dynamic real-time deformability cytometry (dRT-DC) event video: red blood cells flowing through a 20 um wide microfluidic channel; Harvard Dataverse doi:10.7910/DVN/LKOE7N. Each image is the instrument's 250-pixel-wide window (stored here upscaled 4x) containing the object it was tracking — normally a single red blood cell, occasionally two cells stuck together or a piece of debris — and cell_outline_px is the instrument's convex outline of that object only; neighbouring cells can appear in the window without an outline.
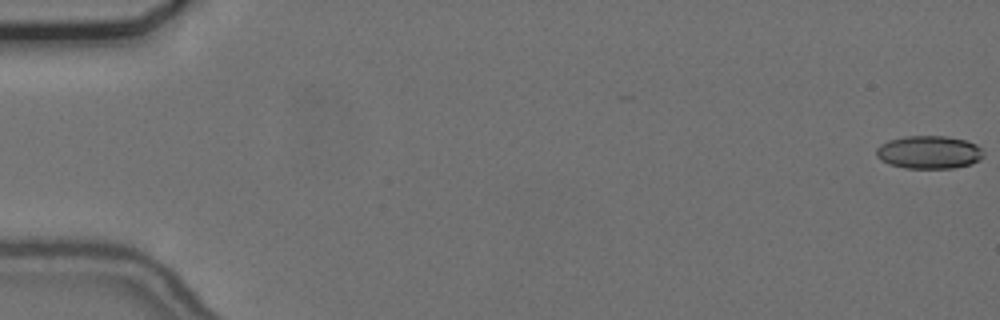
{"species": "common noctule bat (a hibernating species)", "species_latin": "Nyctalus noctula", "temperature_condition": "cold", "stored_images_in_passage": 57, "camera_frame_rate_fps": 3000, "um_per_image_px": 0.085, "animal": {"sex": "female", "body_mass_g": 24.6, "forearm_length_mm": 56.2}, "frame": {"image": 1, "passage_image": 1, "time_ms": 0.0, "image_size_px": [1000, 320], "cell_outline_px": [[984, 156], [980, 160], [972, 164], [952, 168], [904, 168], [888, 164], [880, 160], [876, 156], [876, 148], [880, 144], [888, 140], [904, 136], [948, 136], [964, 140], [976, 144], [984, 152]], "centroid_in_image_um": [78.95, 12.94], "position_along_channel_um": 6.1, "area_um2": 20.87}}
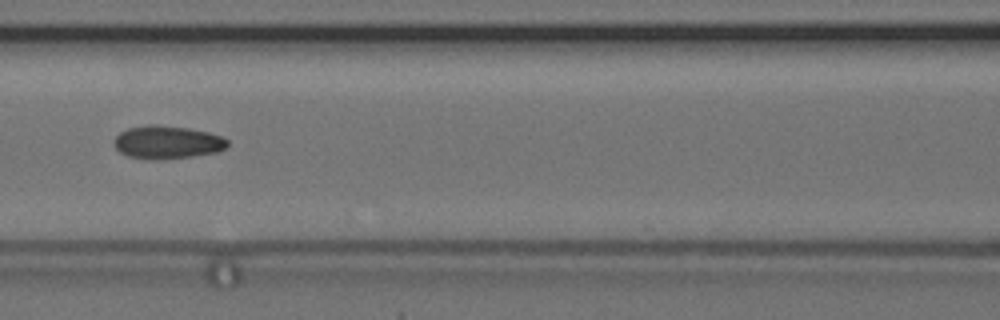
{"frame": {"image": 2, "passage_image": 26, "time_ms": 8.333, "image_size_px": [1000, 320], "cell_outline_px": [[228, 144], [224, 148], [216, 152], [192, 156], [160, 160], [152, 160], [128, 156], [120, 152], [112, 144], [116, 136], [120, 132], [128, 128], [148, 124], [156, 124], [188, 128], [208, 132], [220, 136], [228, 140]], "centroid_in_image_um": [14.17, 12.09], "position_along_channel_um": 152.4, "area_um2": 21.91}}
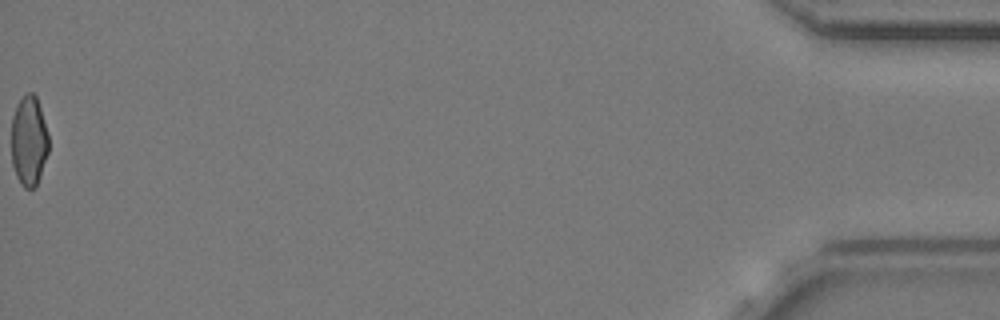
{"frame": {"image": 3, "passage_image": 57, "time_ms": 18.667, "image_size_px": [1000, 320], "cell_outline_px": [[48, 152], [36, 188], [24, 188], [16, 176], [12, 164], [12, 116], [16, 104], [28, 92], [32, 92], [36, 96], [48, 132]], "centroid_in_image_um": [2.45, 11.99], "position_along_channel_um": 432.7, "area_um2": 19.54}, "authors_computed_cell_mechanics": {"area_um2": 20.9814, "velocity_mm_per_s": 3.7011, "shape_relaxation_time_tau1_ms": 6.8253, "shape_relaxation_time_tau2_ms": 2.6462, "deformation_change_tau1": 0.1611, "deformation_change_tau2": 0.0815}}